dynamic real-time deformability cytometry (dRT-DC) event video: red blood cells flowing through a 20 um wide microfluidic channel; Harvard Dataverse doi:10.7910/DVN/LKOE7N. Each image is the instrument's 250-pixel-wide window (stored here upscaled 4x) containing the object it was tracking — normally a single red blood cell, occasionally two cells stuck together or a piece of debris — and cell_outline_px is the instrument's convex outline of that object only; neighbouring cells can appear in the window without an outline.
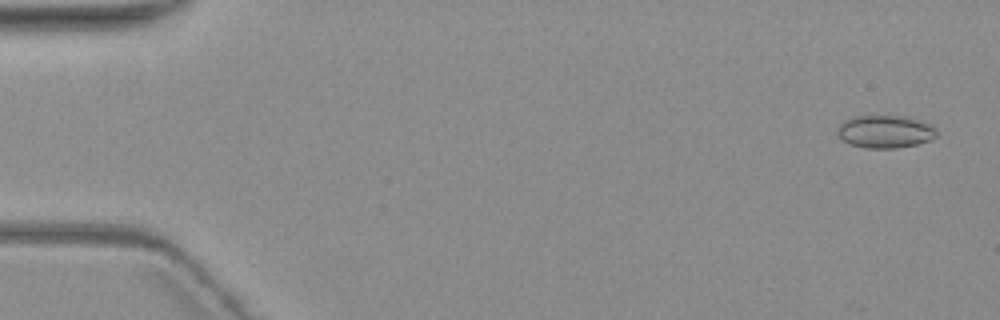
{"species": "common noctule bat (a hibernating species)", "species_latin": "Nyctalus noctula", "temperature_condition": "warm", "stored_images_in_passage": 5, "camera_frame_rate_fps": 3000, "um_per_image_px": 0.085, "animal": {"sex": "female", "body_mass_g": 19.3, "forearm_length_mm": 54.1}, "frame": {"image": 1, "passage_image": 1, "time_ms": 0.0, "image_size_px": [1000, 320], "cell_outline_px": [[936, 136], [932, 140], [916, 144], [896, 148], [864, 148], [852, 144], [844, 140], [836, 132], [836, 128], [844, 120], [852, 116], [868, 112], [908, 116], [928, 124], [936, 128]], "centroid_in_image_um": [75.2, 11.12], "position_along_channel_um": 9.8, "area_um2": 19.71}}
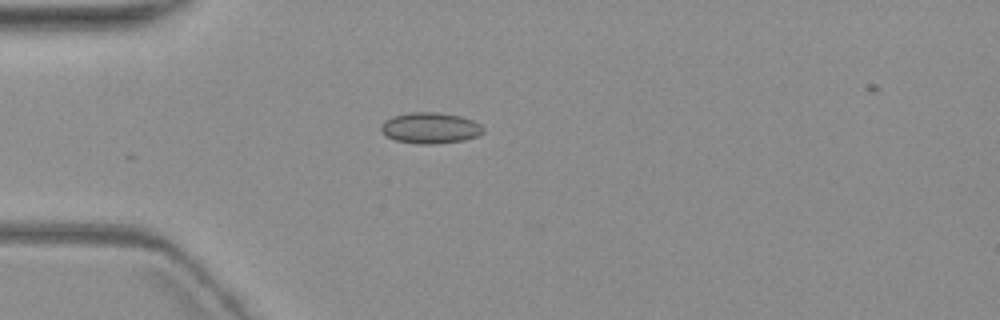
{"frame": {"image": 2, "passage_image": 5, "time_ms": 4.667, "image_size_px": [1000, 320], "cell_outline_px": [[484, 132], [476, 136], [464, 140], [436, 144], [416, 144], [396, 140], [380, 132], [380, 124], [384, 120], [392, 116], [408, 112], [436, 112], [460, 116], [472, 120], [480, 124], [484, 128]], "centroid_in_image_um": [36.54, 10.87], "position_along_channel_um": 48.5, "area_um2": 18.61}}